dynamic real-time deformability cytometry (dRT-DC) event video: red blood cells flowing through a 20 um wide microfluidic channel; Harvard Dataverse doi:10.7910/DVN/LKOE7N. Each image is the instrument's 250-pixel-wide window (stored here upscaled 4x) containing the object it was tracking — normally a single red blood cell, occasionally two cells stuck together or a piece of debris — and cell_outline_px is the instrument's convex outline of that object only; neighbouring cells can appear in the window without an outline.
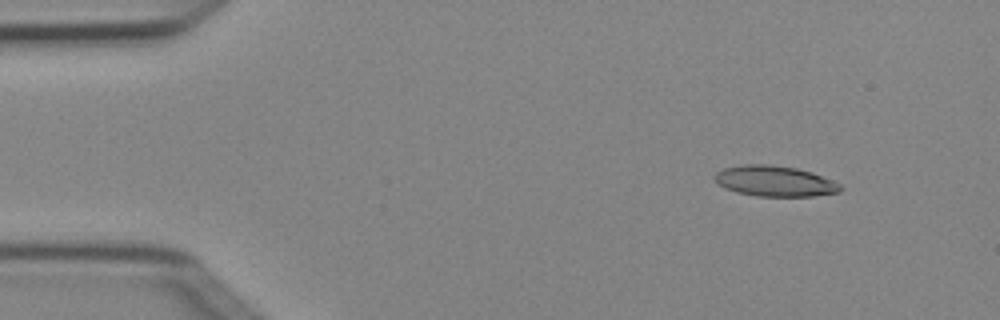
{"species": "Egyptian fruit bat (a non-hibernating species)", "species_latin": "Rousettus aegyptiacus", "temperature_condition": "cold", "stored_images_in_passage": 4, "camera_frame_rate_fps": 3000, "um_per_image_px": 0.085, "animal": {"sex": "female"}, "frame": {"image": 1, "passage_image": 2, "time_ms": 0.333, "image_size_px": [1000, 320], "cell_outline_px": [[844, 188], [840, 192], [812, 196], [756, 196], [736, 192], [724, 188], [716, 184], [712, 176], [716, 172], [724, 168], [744, 164], [772, 164], [796, 168], [812, 172], [832, 180], [840, 184]], "centroid_in_image_um": [65.82, 15.39], "position_along_channel_um": 19.2, "area_um2": 22.72}}
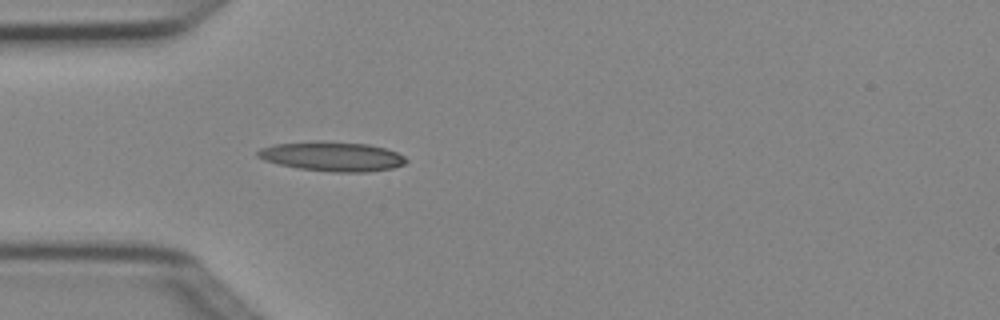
{"frame": {"image": 2, "passage_image": 4, "time_ms": 1.0, "image_size_px": [1000, 320], "cell_outline_px": [[408, 160], [404, 164], [392, 168], [368, 172], [336, 172], [300, 168], [280, 164], [264, 160], [256, 156], [256, 152], [260, 148], [272, 144], [316, 140], [368, 144], [384, 148], [396, 152], [404, 156]], "centroid_in_image_um": [28.21, 13.28], "position_along_channel_um": 56.8, "area_um2": 25.55}}